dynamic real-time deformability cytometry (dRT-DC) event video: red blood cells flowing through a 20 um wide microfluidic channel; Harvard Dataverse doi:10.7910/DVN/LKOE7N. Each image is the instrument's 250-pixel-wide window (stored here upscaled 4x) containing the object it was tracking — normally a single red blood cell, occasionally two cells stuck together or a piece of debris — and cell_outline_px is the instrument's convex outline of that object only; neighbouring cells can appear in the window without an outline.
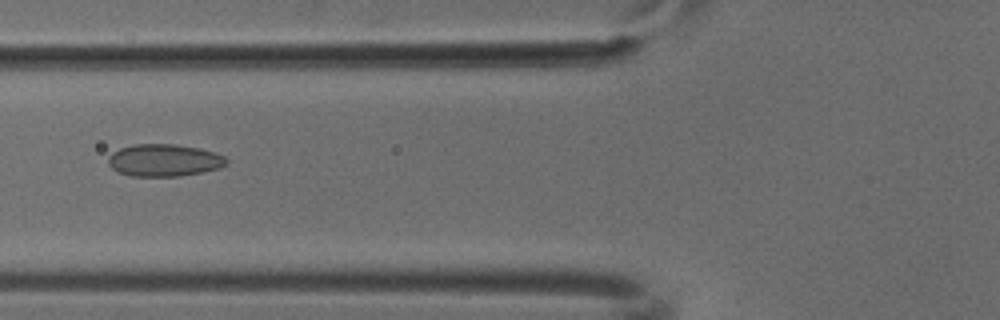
{"species": "common noctule bat (a hibernating species)", "species_latin": "Nyctalus noctula", "temperature_condition": "cold", "stored_images_in_passage": 3, "camera_frame_rate_fps": 3000, "um_per_image_px": 0.085, "animal": {"sex": "male", "body_mass_g": 18.8}, "frame": {"image": 1, "passage_image": 3, "time_ms": 0.667, "image_size_px": [1000, 320], "cell_outline_px": [[228, 164], [220, 168], [180, 176], [132, 176], [116, 172], [108, 164], [108, 156], [112, 152], [120, 148], [132, 144], [176, 144], [200, 148], [216, 152], [224, 156], [228, 160]], "centroid_in_image_um": [13.95, 13.61], "position_along_channel_um": 111.9, "area_um2": 22.48}}